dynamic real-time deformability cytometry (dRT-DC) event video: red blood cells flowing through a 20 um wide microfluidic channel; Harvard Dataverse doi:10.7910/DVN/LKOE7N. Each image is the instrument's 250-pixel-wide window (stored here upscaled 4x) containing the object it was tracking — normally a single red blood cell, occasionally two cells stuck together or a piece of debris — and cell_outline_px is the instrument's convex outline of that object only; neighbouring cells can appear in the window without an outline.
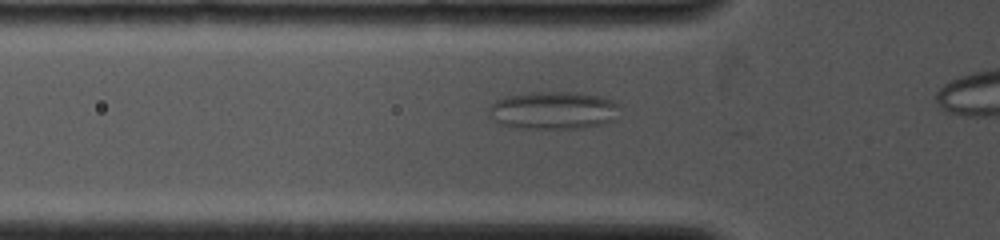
{"species": "common noctule bat (a hibernating species)", "species_latin": "Nyctalus noctula", "temperature_condition": "cold", "stored_images_in_passage": 25, "camera_frame_rate_fps": 4000, "um_per_image_px": 0.085, "animal": {"sex": "female", "body_mass_g": 19.0, "forearm_length_mm": 53.3}, "frame": {"image": 1, "passage_image": 5, "time_ms": 2.0, "image_size_px": [1000, 240], "cell_outline_px": [[620, 104], [612, 120], [604, 124], [584, 128], [520, 128], [500, 124], [488, 112], [488, 108], [496, 100], [504, 96], [536, 92], [576, 92], [600, 96], [616, 100]], "centroid_in_image_um": [47.05, 9.37], "position_along_channel_um": 78.7, "area_um2": 28.78}}
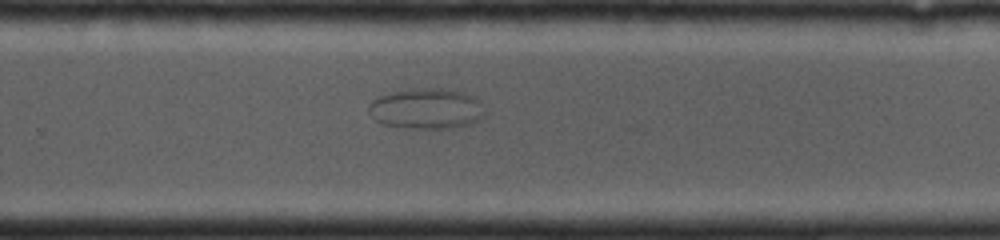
{"frame": {"image": 2, "passage_image": 17, "time_ms": 7.25, "image_size_px": [1000, 240], "cell_outline_px": [[484, 116], [480, 120], [468, 124], [452, 128], [404, 128], [384, 124], [376, 120], [368, 112], [368, 104], [372, 100], [388, 92], [416, 88], [440, 88], [460, 92], [476, 96], [480, 100]], "centroid_in_image_um": [36.23, 9.23], "position_along_channel_um": 293.6, "area_um2": 27.57}}
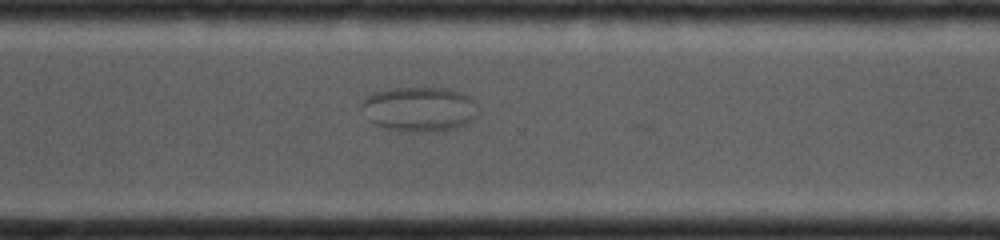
{"frame": {"image": 3, "passage_image": 19, "time_ms": 8.25, "image_size_px": [1000, 240], "cell_outline_px": [[480, 112], [468, 124], [456, 128], [424, 132], [400, 132], [384, 128], [368, 120], [364, 104], [364, 96], [372, 92], [388, 88], [448, 88], [460, 92], [468, 96], [472, 100]], "centroid_in_image_um": [35.66, 9.28], "position_along_channel_um": 334.9, "area_um2": 30.52}}